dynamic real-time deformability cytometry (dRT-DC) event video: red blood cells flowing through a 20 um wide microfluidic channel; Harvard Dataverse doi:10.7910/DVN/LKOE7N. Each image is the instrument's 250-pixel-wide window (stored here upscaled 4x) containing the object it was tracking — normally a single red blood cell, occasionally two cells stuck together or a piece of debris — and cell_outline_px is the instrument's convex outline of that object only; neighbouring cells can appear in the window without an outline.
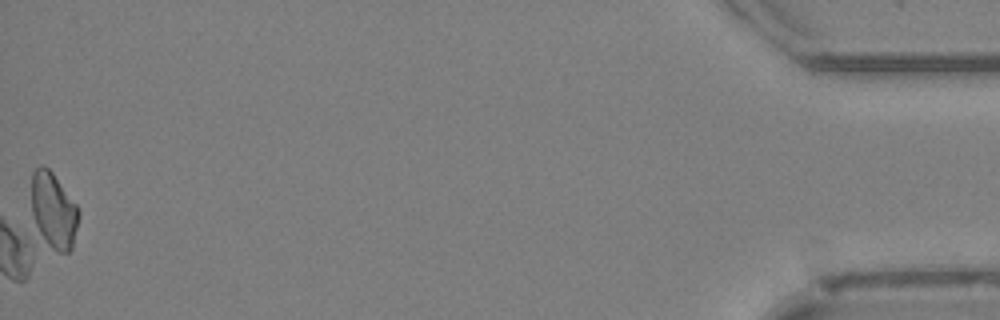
{"species": "Egyptian fruit bat (a non-hibernating species)", "species_latin": "Rousettus aegyptiacus", "temperature_condition": "cold", "stored_images_in_passage": 50, "camera_frame_rate_fps": 3000, "um_per_image_px": 0.085, "animal": {"sex": "female"}, "frame": {"image": 1, "passage_image": 50, "time_ms": 16.333, "image_size_px": [1000, 320], "cell_outline_px": [[80, 212], [72, 248], [68, 252], [60, 252], [52, 248], [40, 236], [32, 212], [32, 172], [40, 164], [44, 164], [52, 172], [76, 204]], "centroid_in_image_um": [4.55, 17.87], "position_along_channel_um": 430.6, "area_um2": 20.69}, "authors_computed_cell_mechanics": {"area_um2": 21.1548, "velocity_mm_per_s": 4.0784, "shape_relaxation_time_tau1_ms": 3.93, "shape_relaxation_time_tau2_ms": null, "deformation_change_tau1": 0.108, "deformation_change_tau2": null}}